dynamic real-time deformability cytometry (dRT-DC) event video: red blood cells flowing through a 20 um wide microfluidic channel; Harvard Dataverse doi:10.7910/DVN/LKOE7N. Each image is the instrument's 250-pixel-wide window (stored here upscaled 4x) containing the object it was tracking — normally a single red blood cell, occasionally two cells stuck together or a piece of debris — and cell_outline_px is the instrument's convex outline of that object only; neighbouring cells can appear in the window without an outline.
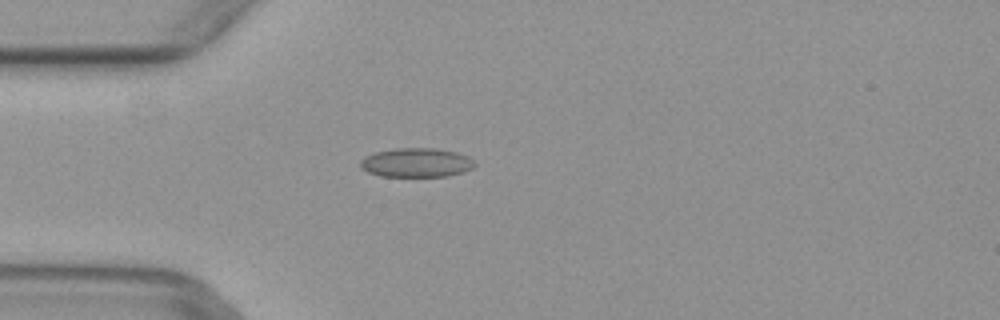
{"species": "common noctule bat (a hibernating species)", "species_latin": "Nyctalus noctula", "temperature_condition": "warm", "stored_images_in_passage": 1, "camera_frame_rate_fps": 3000, "um_per_image_px": 0.085, "animal": {"sex": "female", "body_mass_g": 29.2, "forearm_length_mm": 56.3}, "frame": {"image": 1, "passage_image": 1, "time_ms": 0.0, "image_size_px": [1000, 320], "cell_outline_px": [[476, 164], [472, 168], [448, 176], [380, 176], [368, 172], [360, 168], [360, 160], [364, 156], [376, 152], [392, 148], [436, 148], [456, 152], [468, 156]], "centroid_in_image_um": [35.35, 13.81], "position_along_channel_um": 49.7, "area_um2": 19.42}}